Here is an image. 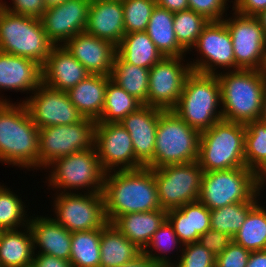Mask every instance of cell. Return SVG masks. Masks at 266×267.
<instances>
[{
  "label": "cell",
  "mask_w": 266,
  "mask_h": 267,
  "mask_svg": "<svg viewBox=\"0 0 266 267\" xmlns=\"http://www.w3.org/2000/svg\"><path fill=\"white\" fill-rule=\"evenodd\" d=\"M181 250L176 261L178 267H215L216 256L199 242L185 244Z\"/></svg>",
  "instance_id": "cell-42"
},
{
  "label": "cell",
  "mask_w": 266,
  "mask_h": 267,
  "mask_svg": "<svg viewBox=\"0 0 266 267\" xmlns=\"http://www.w3.org/2000/svg\"><path fill=\"white\" fill-rule=\"evenodd\" d=\"M232 11L245 16H257L266 9V0H234Z\"/></svg>",
  "instance_id": "cell-47"
},
{
  "label": "cell",
  "mask_w": 266,
  "mask_h": 267,
  "mask_svg": "<svg viewBox=\"0 0 266 267\" xmlns=\"http://www.w3.org/2000/svg\"><path fill=\"white\" fill-rule=\"evenodd\" d=\"M28 226L33 235L34 252L48 254L63 260H70L71 232L51 217H30ZM36 244V245H35ZM41 250V251H40Z\"/></svg>",
  "instance_id": "cell-24"
},
{
  "label": "cell",
  "mask_w": 266,
  "mask_h": 267,
  "mask_svg": "<svg viewBox=\"0 0 266 267\" xmlns=\"http://www.w3.org/2000/svg\"><path fill=\"white\" fill-rule=\"evenodd\" d=\"M167 219V211L164 209L147 212L126 213L118 216L112 224L133 244L142 251Z\"/></svg>",
  "instance_id": "cell-27"
},
{
  "label": "cell",
  "mask_w": 266,
  "mask_h": 267,
  "mask_svg": "<svg viewBox=\"0 0 266 267\" xmlns=\"http://www.w3.org/2000/svg\"><path fill=\"white\" fill-rule=\"evenodd\" d=\"M193 48L202 57L190 61L191 70L216 75L219 67L235 70V56L231 34L223 21H210L200 33Z\"/></svg>",
  "instance_id": "cell-16"
},
{
  "label": "cell",
  "mask_w": 266,
  "mask_h": 267,
  "mask_svg": "<svg viewBox=\"0 0 266 267\" xmlns=\"http://www.w3.org/2000/svg\"><path fill=\"white\" fill-rule=\"evenodd\" d=\"M24 228L23 232L20 228L19 230H2L0 235V267L31 266L35 253L33 235L29 226Z\"/></svg>",
  "instance_id": "cell-28"
},
{
  "label": "cell",
  "mask_w": 266,
  "mask_h": 267,
  "mask_svg": "<svg viewBox=\"0 0 266 267\" xmlns=\"http://www.w3.org/2000/svg\"><path fill=\"white\" fill-rule=\"evenodd\" d=\"M90 1L66 0L44 11L40 20L54 46H62L73 36L85 32Z\"/></svg>",
  "instance_id": "cell-18"
},
{
  "label": "cell",
  "mask_w": 266,
  "mask_h": 267,
  "mask_svg": "<svg viewBox=\"0 0 266 267\" xmlns=\"http://www.w3.org/2000/svg\"><path fill=\"white\" fill-rule=\"evenodd\" d=\"M229 0H188L189 9L203 15L209 21H222Z\"/></svg>",
  "instance_id": "cell-43"
},
{
  "label": "cell",
  "mask_w": 266,
  "mask_h": 267,
  "mask_svg": "<svg viewBox=\"0 0 266 267\" xmlns=\"http://www.w3.org/2000/svg\"><path fill=\"white\" fill-rule=\"evenodd\" d=\"M0 185V228L2 230L18 229L28 226L29 219L25 204L15 193Z\"/></svg>",
  "instance_id": "cell-39"
},
{
  "label": "cell",
  "mask_w": 266,
  "mask_h": 267,
  "mask_svg": "<svg viewBox=\"0 0 266 267\" xmlns=\"http://www.w3.org/2000/svg\"><path fill=\"white\" fill-rule=\"evenodd\" d=\"M96 121L83 118L68 125H54L39 129V169L58 158L94 147Z\"/></svg>",
  "instance_id": "cell-11"
},
{
  "label": "cell",
  "mask_w": 266,
  "mask_h": 267,
  "mask_svg": "<svg viewBox=\"0 0 266 267\" xmlns=\"http://www.w3.org/2000/svg\"><path fill=\"white\" fill-rule=\"evenodd\" d=\"M167 220L183 245L198 242L200 235L211 229L210 209L199 201L168 210Z\"/></svg>",
  "instance_id": "cell-25"
},
{
  "label": "cell",
  "mask_w": 266,
  "mask_h": 267,
  "mask_svg": "<svg viewBox=\"0 0 266 267\" xmlns=\"http://www.w3.org/2000/svg\"><path fill=\"white\" fill-rule=\"evenodd\" d=\"M259 202L248 212L233 241L250 252L266 250V207Z\"/></svg>",
  "instance_id": "cell-35"
},
{
  "label": "cell",
  "mask_w": 266,
  "mask_h": 267,
  "mask_svg": "<svg viewBox=\"0 0 266 267\" xmlns=\"http://www.w3.org/2000/svg\"><path fill=\"white\" fill-rule=\"evenodd\" d=\"M116 53L125 62L146 69L164 57L146 32L126 33L116 47Z\"/></svg>",
  "instance_id": "cell-31"
},
{
  "label": "cell",
  "mask_w": 266,
  "mask_h": 267,
  "mask_svg": "<svg viewBox=\"0 0 266 267\" xmlns=\"http://www.w3.org/2000/svg\"><path fill=\"white\" fill-rule=\"evenodd\" d=\"M197 162L204 172L246 167L245 124L222 119L200 132Z\"/></svg>",
  "instance_id": "cell-5"
},
{
  "label": "cell",
  "mask_w": 266,
  "mask_h": 267,
  "mask_svg": "<svg viewBox=\"0 0 266 267\" xmlns=\"http://www.w3.org/2000/svg\"><path fill=\"white\" fill-rule=\"evenodd\" d=\"M48 183L61 193L71 190H88L87 193H102L106 172L101 166L95 147L75 152L54 160ZM59 188V190H58ZM84 188V189H83ZM70 191H68V190Z\"/></svg>",
  "instance_id": "cell-9"
},
{
  "label": "cell",
  "mask_w": 266,
  "mask_h": 267,
  "mask_svg": "<svg viewBox=\"0 0 266 267\" xmlns=\"http://www.w3.org/2000/svg\"><path fill=\"white\" fill-rule=\"evenodd\" d=\"M102 193L105 215L110 223L126 213L162 209L154 169L147 167L106 173Z\"/></svg>",
  "instance_id": "cell-1"
},
{
  "label": "cell",
  "mask_w": 266,
  "mask_h": 267,
  "mask_svg": "<svg viewBox=\"0 0 266 267\" xmlns=\"http://www.w3.org/2000/svg\"><path fill=\"white\" fill-rule=\"evenodd\" d=\"M53 219L69 232L103 228L108 222L105 215L103 193L56 194Z\"/></svg>",
  "instance_id": "cell-12"
},
{
  "label": "cell",
  "mask_w": 266,
  "mask_h": 267,
  "mask_svg": "<svg viewBox=\"0 0 266 267\" xmlns=\"http://www.w3.org/2000/svg\"><path fill=\"white\" fill-rule=\"evenodd\" d=\"M155 267H178V265L175 263H156Z\"/></svg>",
  "instance_id": "cell-56"
},
{
  "label": "cell",
  "mask_w": 266,
  "mask_h": 267,
  "mask_svg": "<svg viewBox=\"0 0 266 267\" xmlns=\"http://www.w3.org/2000/svg\"><path fill=\"white\" fill-rule=\"evenodd\" d=\"M94 147L106 173L144 167L135 158L130 134L120 123H96Z\"/></svg>",
  "instance_id": "cell-15"
},
{
  "label": "cell",
  "mask_w": 266,
  "mask_h": 267,
  "mask_svg": "<svg viewBox=\"0 0 266 267\" xmlns=\"http://www.w3.org/2000/svg\"><path fill=\"white\" fill-rule=\"evenodd\" d=\"M155 262L143 252L136 258L119 267H155Z\"/></svg>",
  "instance_id": "cell-50"
},
{
  "label": "cell",
  "mask_w": 266,
  "mask_h": 267,
  "mask_svg": "<svg viewBox=\"0 0 266 267\" xmlns=\"http://www.w3.org/2000/svg\"><path fill=\"white\" fill-rule=\"evenodd\" d=\"M210 21L191 9L174 13L173 27L178 44L186 51L193 50L200 33ZM190 49V50H189Z\"/></svg>",
  "instance_id": "cell-38"
},
{
  "label": "cell",
  "mask_w": 266,
  "mask_h": 267,
  "mask_svg": "<svg viewBox=\"0 0 266 267\" xmlns=\"http://www.w3.org/2000/svg\"><path fill=\"white\" fill-rule=\"evenodd\" d=\"M260 72H261V75L266 80V49H265V53H264V58H263L262 66L260 68Z\"/></svg>",
  "instance_id": "cell-55"
},
{
  "label": "cell",
  "mask_w": 266,
  "mask_h": 267,
  "mask_svg": "<svg viewBox=\"0 0 266 267\" xmlns=\"http://www.w3.org/2000/svg\"><path fill=\"white\" fill-rule=\"evenodd\" d=\"M203 173L197 161L154 169L161 208L168 211L198 201Z\"/></svg>",
  "instance_id": "cell-10"
},
{
  "label": "cell",
  "mask_w": 266,
  "mask_h": 267,
  "mask_svg": "<svg viewBox=\"0 0 266 267\" xmlns=\"http://www.w3.org/2000/svg\"><path fill=\"white\" fill-rule=\"evenodd\" d=\"M43 1H44L45 8L47 9V8L59 5L66 0H43Z\"/></svg>",
  "instance_id": "cell-54"
},
{
  "label": "cell",
  "mask_w": 266,
  "mask_h": 267,
  "mask_svg": "<svg viewBox=\"0 0 266 267\" xmlns=\"http://www.w3.org/2000/svg\"><path fill=\"white\" fill-rule=\"evenodd\" d=\"M0 102V162L39 168V128L24 102Z\"/></svg>",
  "instance_id": "cell-2"
},
{
  "label": "cell",
  "mask_w": 266,
  "mask_h": 267,
  "mask_svg": "<svg viewBox=\"0 0 266 267\" xmlns=\"http://www.w3.org/2000/svg\"><path fill=\"white\" fill-rule=\"evenodd\" d=\"M184 56L163 57L149 71L148 105L163 111L173 110L178 103L186 77L192 72ZM185 64V66H184Z\"/></svg>",
  "instance_id": "cell-13"
},
{
  "label": "cell",
  "mask_w": 266,
  "mask_h": 267,
  "mask_svg": "<svg viewBox=\"0 0 266 267\" xmlns=\"http://www.w3.org/2000/svg\"><path fill=\"white\" fill-rule=\"evenodd\" d=\"M141 106L143 103L140 100L110 79L107 83L102 114L96 123H120Z\"/></svg>",
  "instance_id": "cell-33"
},
{
  "label": "cell",
  "mask_w": 266,
  "mask_h": 267,
  "mask_svg": "<svg viewBox=\"0 0 266 267\" xmlns=\"http://www.w3.org/2000/svg\"><path fill=\"white\" fill-rule=\"evenodd\" d=\"M162 111L158 108L143 105L120 122L130 134L135 158L144 167L150 169H154L156 131L159 115Z\"/></svg>",
  "instance_id": "cell-19"
},
{
  "label": "cell",
  "mask_w": 266,
  "mask_h": 267,
  "mask_svg": "<svg viewBox=\"0 0 266 267\" xmlns=\"http://www.w3.org/2000/svg\"><path fill=\"white\" fill-rule=\"evenodd\" d=\"M200 132L174 111H162L156 131L154 169L197 161Z\"/></svg>",
  "instance_id": "cell-8"
},
{
  "label": "cell",
  "mask_w": 266,
  "mask_h": 267,
  "mask_svg": "<svg viewBox=\"0 0 266 267\" xmlns=\"http://www.w3.org/2000/svg\"><path fill=\"white\" fill-rule=\"evenodd\" d=\"M85 32L117 47L125 35L122 0H91Z\"/></svg>",
  "instance_id": "cell-22"
},
{
  "label": "cell",
  "mask_w": 266,
  "mask_h": 267,
  "mask_svg": "<svg viewBox=\"0 0 266 267\" xmlns=\"http://www.w3.org/2000/svg\"><path fill=\"white\" fill-rule=\"evenodd\" d=\"M173 20V12L156 5L145 32L164 57L186 56V51L176 39Z\"/></svg>",
  "instance_id": "cell-30"
},
{
  "label": "cell",
  "mask_w": 266,
  "mask_h": 267,
  "mask_svg": "<svg viewBox=\"0 0 266 267\" xmlns=\"http://www.w3.org/2000/svg\"><path fill=\"white\" fill-rule=\"evenodd\" d=\"M260 192L249 202H239L210 210L212 230L227 233L232 238L239 231L248 212L258 203Z\"/></svg>",
  "instance_id": "cell-37"
},
{
  "label": "cell",
  "mask_w": 266,
  "mask_h": 267,
  "mask_svg": "<svg viewBox=\"0 0 266 267\" xmlns=\"http://www.w3.org/2000/svg\"><path fill=\"white\" fill-rule=\"evenodd\" d=\"M232 241L233 238L227 233H222L212 229H209L200 235L198 240L203 247L209 250L216 257L220 255Z\"/></svg>",
  "instance_id": "cell-45"
},
{
  "label": "cell",
  "mask_w": 266,
  "mask_h": 267,
  "mask_svg": "<svg viewBox=\"0 0 266 267\" xmlns=\"http://www.w3.org/2000/svg\"><path fill=\"white\" fill-rule=\"evenodd\" d=\"M11 5L4 2V9L10 13L41 19L46 10L43 0H11Z\"/></svg>",
  "instance_id": "cell-46"
},
{
  "label": "cell",
  "mask_w": 266,
  "mask_h": 267,
  "mask_svg": "<svg viewBox=\"0 0 266 267\" xmlns=\"http://www.w3.org/2000/svg\"><path fill=\"white\" fill-rule=\"evenodd\" d=\"M41 69L42 83L66 92L90 75L63 45L52 47Z\"/></svg>",
  "instance_id": "cell-21"
},
{
  "label": "cell",
  "mask_w": 266,
  "mask_h": 267,
  "mask_svg": "<svg viewBox=\"0 0 266 267\" xmlns=\"http://www.w3.org/2000/svg\"><path fill=\"white\" fill-rule=\"evenodd\" d=\"M32 94L22 102L39 129L73 124L84 118L72 104L66 91L56 90L41 83Z\"/></svg>",
  "instance_id": "cell-17"
},
{
  "label": "cell",
  "mask_w": 266,
  "mask_h": 267,
  "mask_svg": "<svg viewBox=\"0 0 266 267\" xmlns=\"http://www.w3.org/2000/svg\"><path fill=\"white\" fill-rule=\"evenodd\" d=\"M217 73L223 119L247 124L260 120L266 80L260 70L238 69Z\"/></svg>",
  "instance_id": "cell-3"
},
{
  "label": "cell",
  "mask_w": 266,
  "mask_h": 267,
  "mask_svg": "<svg viewBox=\"0 0 266 267\" xmlns=\"http://www.w3.org/2000/svg\"><path fill=\"white\" fill-rule=\"evenodd\" d=\"M250 251L232 241L228 247L216 257L215 267H246Z\"/></svg>",
  "instance_id": "cell-44"
},
{
  "label": "cell",
  "mask_w": 266,
  "mask_h": 267,
  "mask_svg": "<svg viewBox=\"0 0 266 267\" xmlns=\"http://www.w3.org/2000/svg\"><path fill=\"white\" fill-rule=\"evenodd\" d=\"M264 183L254 170L247 167L204 172L198 201L210 210L249 202Z\"/></svg>",
  "instance_id": "cell-6"
},
{
  "label": "cell",
  "mask_w": 266,
  "mask_h": 267,
  "mask_svg": "<svg viewBox=\"0 0 266 267\" xmlns=\"http://www.w3.org/2000/svg\"><path fill=\"white\" fill-rule=\"evenodd\" d=\"M220 83L217 75L192 71L185 79L174 111L187 125L199 132L223 119Z\"/></svg>",
  "instance_id": "cell-4"
},
{
  "label": "cell",
  "mask_w": 266,
  "mask_h": 267,
  "mask_svg": "<svg viewBox=\"0 0 266 267\" xmlns=\"http://www.w3.org/2000/svg\"><path fill=\"white\" fill-rule=\"evenodd\" d=\"M101 230L71 233L69 261L72 267H100Z\"/></svg>",
  "instance_id": "cell-36"
},
{
  "label": "cell",
  "mask_w": 266,
  "mask_h": 267,
  "mask_svg": "<svg viewBox=\"0 0 266 267\" xmlns=\"http://www.w3.org/2000/svg\"><path fill=\"white\" fill-rule=\"evenodd\" d=\"M53 46L40 19L10 13L0 0L1 52L32 59L42 66Z\"/></svg>",
  "instance_id": "cell-7"
},
{
  "label": "cell",
  "mask_w": 266,
  "mask_h": 267,
  "mask_svg": "<svg viewBox=\"0 0 266 267\" xmlns=\"http://www.w3.org/2000/svg\"><path fill=\"white\" fill-rule=\"evenodd\" d=\"M142 250L108 222L101 230L100 267H119L136 258Z\"/></svg>",
  "instance_id": "cell-29"
},
{
  "label": "cell",
  "mask_w": 266,
  "mask_h": 267,
  "mask_svg": "<svg viewBox=\"0 0 266 267\" xmlns=\"http://www.w3.org/2000/svg\"><path fill=\"white\" fill-rule=\"evenodd\" d=\"M177 245H181V248L184 246L175 233L173 226L166 219L159 227V229L152 235L151 240L142 252L148 255L155 263H172V259L165 254L169 253L170 251L173 252V249L178 250V248L179 252H182L180 250L181 248ZM149 249H151L152 251ZM154 250L155 253L156 251H159L158 253L160 255L155 253L153 254Z\"/></svg>",
  "instance_id": "cell-40"
},
{
  "label": "cell",
  "mask_w": 266,
  "mask_h": 267,
  "mask_svg": "<svg viewBox=\"0 0 266 267\" xmlns=\"http://www.w3.org/2000/svg\"><path fill=\"white\" fill-rule=\"evenodd\" d=\"M234 18H225L235 56V70H260L266 49V36L257 16L233 12Z\"/></svg>",
  "instance_id": "cell-14"
},
{
  "label": "cell",
  "mask_w": 266,
  "mask_h": 267,
  "mask_svg": "<svg viewBox=\"0 0 266 267\" xmlns=\"http://www.w3.org/2000/svg\"><path fill=\"white\" fill-rule=\"evenodd\" d=\"M30 267H72L70 261L57 258L48 254L33 255Z\"/></svg>",
  "instance_id": "cell-48"
},
{
  "label": "cell",
  "mask_w": 266,
  "mask_h": 267,
  "mask_svg": "<svg viewBox=\"0 0 266 267\" xmlns=\"http://www.w3.org/2000/svg\"><path fill=\"white\" fill-rule=\"evenodd\" d=\"M156 5L176 13L189 9L188 0H155Z\"/></svg>",
  "instance_id": "cell-49"
},
{
  "label": "cell",
  "mask_w": 266,
  "mask_h": 267,
  "mask_svg": "<svg viewBox=\"0 0 266 267\" xmlns=\"http://www.w3.org/2000/svg\"><path fill=\"white\" fill-rule=\"evenodd\" d=\"M126 33L145 32L156 6L155 0H122Z\"/></svg>",
  "instance_id": "cell-41"
},
{
  "label": "cell",
  "mask_w": 266,
  "mask_h": 267,
  "mask_svg": "<svg viewBox=\"0 0 266 267\" xmlns=\"http://www.w3.org/2000/svg\"><path fill=\"white\" fill-rule=\"evenodd\" d=\"M259 21L261 22V25L263 27L265 36H266V9L263 10L259 15H257Z\"/></svg>",
  "instance_id": "cell-52"
},
{
  "label": "cell",
  "mask_w": 266,
  "mask_h": 267,
  "mask_svg": "<svg viewBox=\"0 0 266 267\" xmlns=\"http://www.w3.org/2000/svg\"><path fill=\"white\" fill-rule=\"evenodd\" d=\"M110 79V76L90 74L67 91L70 101L84 118L96 122L100 119Z\"/></svg>",
  "instance_id": "cell-26"
},
{
  "label": "cell",
  "mask_w": 266,
  "mask_h": 267,
  "mask_svg": "<svg viewBox=\"0 0 266 267\" xmlns=\"http://www.w3.org/2000/svg\"><path fill=\"white\" fill-rule=\"evenodd\" d=\"M149 71L150 69L125 62L116 53L110 78L144 104L147 101L149 89Z\"/></svg>",
  "instance_id": "cell-32"
},
{
  "label": "cell",
  "mask_w": 266,
  "mask_h": 267,
  "mask_svg": "<svg viewBox=\"0 0 266 267\" xmlns=\"http://www.w3.org/2000/svg\"><path fill=\"white\" fill-rule=\"evenodd\" d=\"M92 75L110 76L116 46L86 32L79 33L63 45Z\"/></svg>",
  "instance_id": "cell-20"
},
{
  "label": "cell",
  "mask_w": 266,
  "mask_h": 267,
  "mask_svg": "<svg viewBox=\"0 0 266 267\" xmlns=\"http://www.w3.org/2000/svg\"><path fill=\"white\" fill-rule=\"evenodd\" d=\"M245 164L266 182V123L245 124Z\"/></svg>",
  "instance_id": "cell-34"
},
{
  "label": "cell",
  "mask_w": 266,
  "mask_h": 267,
  "mask_svg": "<svg viewBox=\"0 0 266 267\" xmlns=\"http://www.w3.org/2000/svg\"><path fill=\"white\" fill-rule=\"evenodd\" d=\"M260 120L266 123V89L264 91V96H263L262 112Z\"/></svg>",
  "instance_id": "cell-53"
},
{
  "label": "cell",
  "mask_w": 266,
  "mask_h": 267,
  "mask_svg": "<svg viewBox=\"0 0 266 267\" xmlns=\"http://www.w3.org/2000/svg\"><path fill=\"white\" fill-rule=\"evenodd\" d=\"M42 83L41 65L36 61L0 51V91L14 90L32 93ZM0 97V102H9Z\"/></svg>",
  "instance_id": "cell-23"
},
{
  "label": "cell",
  "mask_w": 266,
  "mask_h": 267,
  "mask_svg": "<svg viewBox=\"0 0 266 267\" xmlns=\"http://www.w3.org/2000/svg\"><path fill=\"white\" fill-rule=\"evenodd\" d=\"M246 267H266V250L251 252Z\"/></svg>",
  "instance_id": "cell-51"
}]
</instances>
